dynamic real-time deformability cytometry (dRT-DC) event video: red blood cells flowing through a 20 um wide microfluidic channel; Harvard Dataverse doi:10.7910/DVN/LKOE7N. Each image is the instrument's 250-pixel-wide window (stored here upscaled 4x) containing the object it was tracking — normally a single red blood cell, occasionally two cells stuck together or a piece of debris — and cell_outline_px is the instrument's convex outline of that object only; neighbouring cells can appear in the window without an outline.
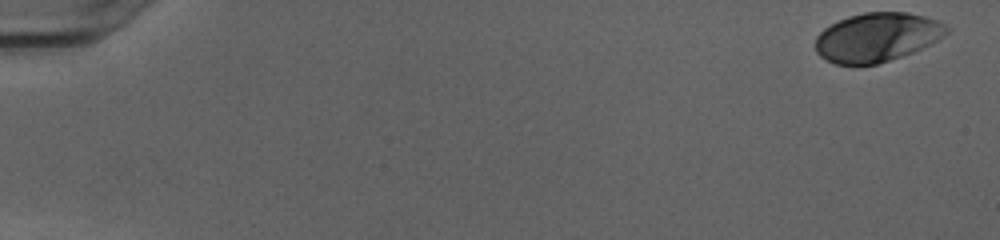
{"species": "human", "species_latin": "Homo sapiens", "temperature_condition": "cold", "stored_images_in_passage": 52, "camera_frame_rate_fps": 3000, "um_per_image_px": 0.085, "donor": {"sex": "female"}, "frame": {"image": 1, "passage_image": 1, "time_ms": 0.0, "image_size_px": [1000, 240], "cell_outline_px": [[952, 28], [944, 36], [912, 52], [876, 64], [836, 64], [820, 56], [816, 52], [816, 36], [824, 28], [848, 16], [864, 12], [908, 12], [924, 16], [936, 20]], "centroid_in_image_um": [74.55, 3.15], "position_along_channel_um": 10.5, "area_um2": 37.05}}
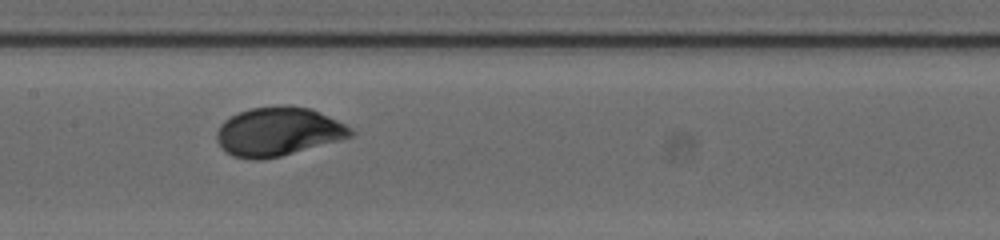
{"frame": {"image": 2, "passage_image": 27, "time_ms": 8.667, "image_size_px": [1000, 240], "cell_outline_px": [[356, 132], [352, 136], [340, 140], [280, 156], [264, 160], [252, 160], [232, 156], [216, 140], [216, 132], [220, 124], [224, 120], [240, 112], [252, 108], [288, 104], [312, 108], [352, 128]], "centroid_in_image_um": [23.65, 11.18], "position_along_channel_um": 183.7, "area_um2": 38.09}}
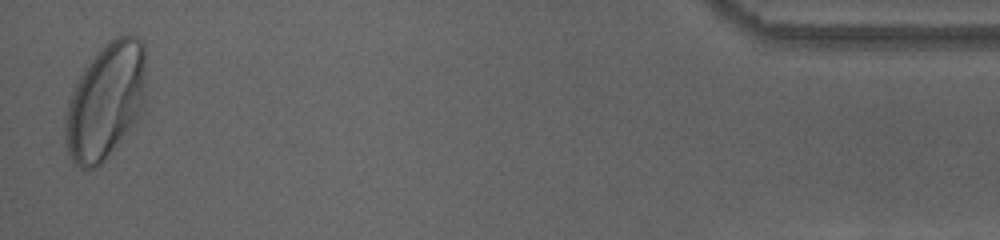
{"frame": {"image": 3, "passage_image": 51, "time_ms": 16.667, "image_size_px": [1000, 240], "cell_outline_px": [[144, 96], [136, 120], [104, 160], [100, 164], [92, 168], [80, 168], [72, 160], [64, 144], [64, 120], [68, 100], [84, 68], [100, 48], [116, 36], [136, 36], [144, 40]], "centroid_in_image_um": [8.93, 8.59], "position_along_channel_um": 426.3, "area_um2": 53.87}, "authors_computed_cell_mechanics": {"area_um2": 37.8301, "velocity_mm_per_s": 3.9831, "shape_relaxation_time_tau1_ms": 1.8861, "shape_relaxation_time_tau2_ms": null, "deformation_change_tau1": 0.1186, "deformation_change_tau2": null}}